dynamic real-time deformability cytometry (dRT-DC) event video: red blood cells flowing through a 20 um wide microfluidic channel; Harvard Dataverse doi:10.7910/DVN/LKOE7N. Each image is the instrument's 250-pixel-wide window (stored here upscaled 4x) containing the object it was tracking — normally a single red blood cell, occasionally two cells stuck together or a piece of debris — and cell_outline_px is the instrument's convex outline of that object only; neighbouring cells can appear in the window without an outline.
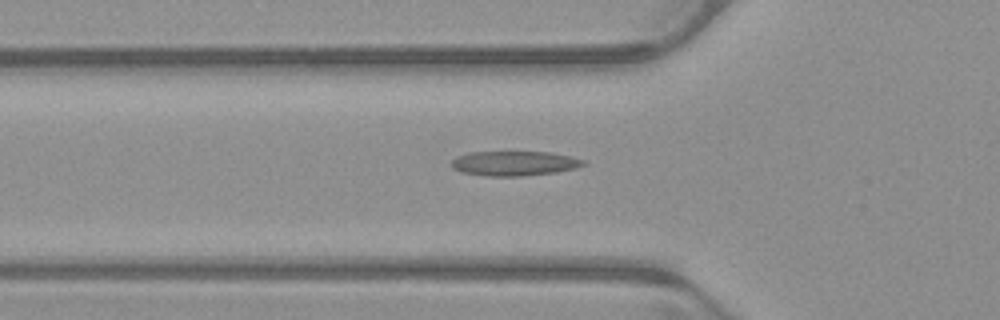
{"species": "common noctule bat (a hibernating species)", "species_latin": "Nyctalus noctula", "temperature_condition": "warm", "stored_images_in_passage": 37, "camera_frame_rate_fps": 3000, "um_per_image_px": 0.085, "animal": {"sex": "male", "body_mass_g": 23.1, "forearm_length_mm": 52.7}, "frame": {"image": 1, "passage_image": 6, "time_ms": 1.667, "image_size_px": [1000, 320], "cell_outline_px": [[584, 164], [572, 168], [556, 172], [520, 176], [484, 176], [464, 172], [452, 168], [448, 164], [456, 156], [468, 152], [548, 152], [572, 156], [584, 160]], "centroid_in_image_um": [43.64, 13.88], "position_along_channel_um": 82.2, "area_um2": 18.9}}
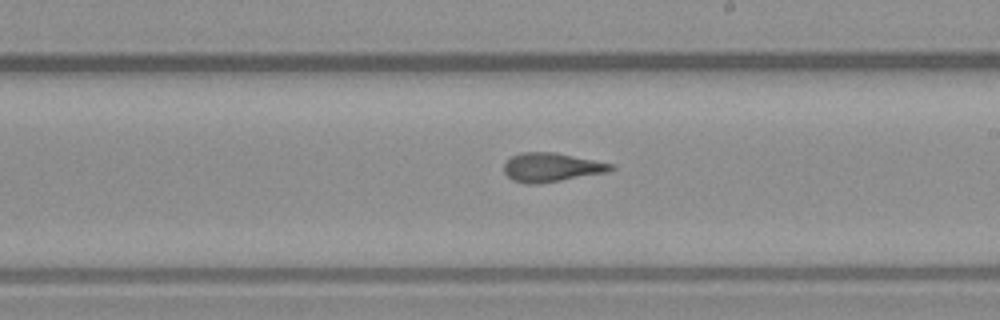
{"frame": {"image": 2, "passage_image": 18, "time_ms": 5.667, "image_size_px": [1000, 320], "cell_outline_px": [[616, 168], [608, 172], [536, 184], [524, 184], [512, 180], [504, 172], [504, 164], [512, 156], [520, 152], [556, 152], [616, 164]], "centroid_in_image_um": [46.9, 14.21], "position_along_channel_um": 242.1, "area_um2": 18.15}}
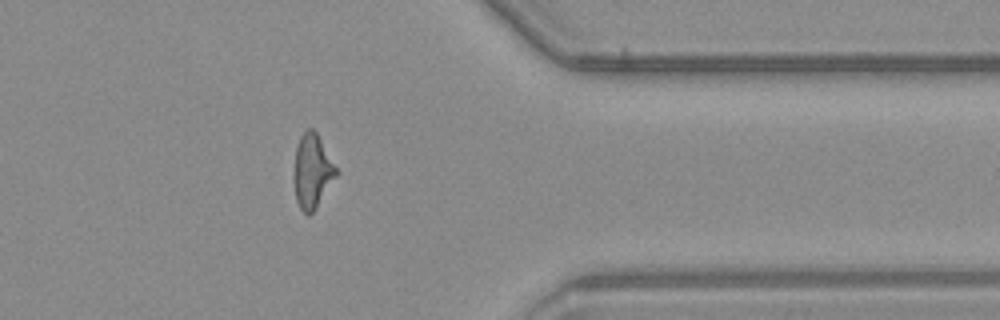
{"frame": {"image": 3, "passage_image": 30, "time_ms": 9.667, "image_size_px": [1000, 320], "cell_outline_px": [[340, 172], [312, 212], [308, 216], [300, 208], [296, 200], [296, 148], [300, 136], [308, 128], [312, 128], [316, 132]], "centroid_in_image_um": [26.59, 14.53], "position_along_channel_um": 384.8, "area_um2": 17.63}, "authors_computed_cell_mechanics": {"area_um2": 17.7446, "velocity_mm_per_s": 3.971, "shape_relaxation_time_tau1_ms": null, "shape_relaxation_time_tau2_ms": 2.0532, "deformation_change_tau1": null, "deformation_change_tau2": 0.0912}}